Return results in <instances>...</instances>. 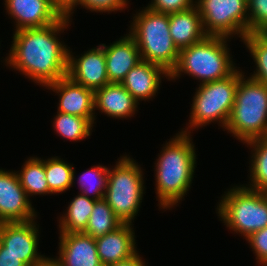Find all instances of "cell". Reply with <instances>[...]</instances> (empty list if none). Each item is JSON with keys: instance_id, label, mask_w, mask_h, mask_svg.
Instances as JSON below:
<instances>
[{"instance_id": "cell-31", "label": "cell", "mask_w": 267, "mask_h": 266, "mask_svg": "<svg viewBox=\"0 0 267 266\" xmlns=\"http://www.w3.org/2000/svg\"><path fill=\"white\" fill-rule=\"evenodd\" d=\"M245 240L249 243V248H252L257 264L267 266V227L253 232Z\"/></svg>"}, {"instance_id": "cell-13", "label": "cell", "mask_w": 267, "mask_h": 266, "mask_svg": "<svg viewBox=\"0 0 267 266\" xmlns=\"http://www.w3.org/2000/svg\"><path fill=\"white\" fill-rule=\"evenodd\" d=\"M44 89L52 90L59 96L57 112L86 117L96 124L94 111V91L72 81L68 76L47 85Z\"/></svg>"}, {"instance_id": "cell-25", "label": "cell", "mask_w": 267, "mask_h": 266, "mask_svg": "<svg viewBox=\"0 0 267 266\" xmlns=\"http://www.w3.org/2000/svg\"><path fill=\"white\" fill-rule=\"evenodd\" d=\"M109 167L101 164L93 165L90 169H86L78 178L76 177L75 167L73 170V183L78 181L79 194L85 195L95 200L104 199L107 189ZM78 179V180H77Z\"/></svg>"}, {"instance_id": "cell-16", "label": "cell", "mask_w": 267, "mask_h": 266, "mask_svg": "<svg viewBox=\"0 0 267 266\" xmlns=\"http://www.w3.org/2000/svg\"><path fill=\"white\" fill-rule=\"evenodd\" d=\"M170 78L163 67L140 60L125 76L121 82L123 87L139 103L155 99L156 94L160 91L162 79Z\"/></svg>"}, {"instance_id": "cell-20", "label": "cell", "mask_w": 267, "mask_h": 266, "mask_svg": "<svg viewBox=\"0 0 267 266\" xmlns=\"http://www.w3.org/2000/svg\"><path fill=\"white\" fill-rule=\"evenodd\" d=\"M169 30L179 50L198 43L207 36L196 5L185 11L170 13Z\"/></svg>"}, {"instance_id": "cell-30", "label": "cell", "mask_w": 267, "mask_h": 266, "mask_svg": "<svg viewBox=\"0 0 267 266\" xmlns=\"http://www.w3.org/2000/svg\"><path fill=\"white\" fill-rule=\"evenodd\" d=\"M129 0H77V3L75 5L76 7H83L88 12H96V13H107L111 14L112 12H121L125 11L126 8H129L130 6Z\"/></svg>"}, {"instance_id": "cell-10", "label": "cell", "mask_w": 267, "mask_h": 266, "mask_svg": "<svg viewBox=\"0 0 267 266\" xmlns=\"http://www.w3.org/2000/svg\"><path fill=\"white\" fill-rule=\"evenodd\" d=\"M36 220L0 223V243L26 266L41 265L49 258L38 252L40 230Z\"/></svg>"}, {"instance_id": "cell-33", "label": "cell", "mask_w": 267, "mask_h": 266, "mask_svg": "<svg viewBox=\"0 0 267 266\" xmlns=\"http://www.w3.org/2000/svg\"><path fill=\"white\" fill-rule=\"evenodd\" d=\"M51 4L58 10V12L67 17L69 20H73L72 16L75 11V5L77 0H50Z\"/></svg>"}, {"instance_id": "cell-21", "label": "cell", "mask_w": 267, "mask_h": 266, "mask_svg": "<svg viewBox=\"0 0 267 266\" xmlns=\"http://www.w3.org/2000/svg\"><path fill=\"white\" fill-rule=\"evenodd\" d=\"M96 201L79 193L71 199L65 212L57 218L59 233L84 232Z\"/></svg>"}, {"instance_id": "cell-6", "label": "cell", "mask_w": 267, "mask_h": 266, "mask_svg": "<svg viewBox=\"0 0 267 266\" xmlns=\"http://www.w3.org/2000/svg\"><path fill=\"white\" fill-rule=\"evenodd\" d=\"M217 202L216 214L227 229L243 239L267 227V192L244 184L226 189Z\"/></svg>"}, {"instance_id": "cell-1", "label": "cell", "mask_w": 267, "mask_h": 266, "mask_svg": "<svg viewBox=\"0 0 267 266\" xmlns=\"http://www.w3.org/2000/svg\"><path fill=\"white\" fill-rule=\"evenodd\" d=\"M71 22L62 16L46 27L13 32L3 64L44 88L66 77L69 47L60 40V34L71 26Z\"/></svg>"}, {"instance_id": "cell-19", "label": "cell", "mask_w": 267, "mask_h": 266, "mask_svg": "<svg viewBox=\"0 0 267 266\" xmlns=\"http://www.w3.org/2000/svg\"><path fill=\"white\" fill-rule=\"evenodd\" d=\"M138 105L140 103L119 83H109L94 91V111L110 118L124 120L134 117Z\"/></svg>"}, {"instance_id": "cell-24", "label": "cell", "mask_w": 267, "mask_h": 266, "mask_svg": "<svg viewBox=\"0 0 267 266\" xmlns=\"http://www.w3.org/2000/svg\"><path fill=\"white\" fill-rule=\"evenodd\" d=\"M53 117V130L57 136L71 141H82L92 135L94 124L86 117L61 112ZM93 129V130H92Z\"/></svg>"}, {"instance_id": "cell-35", "label": "cell", "mask_w": 267, "mask_h": 266, "mask_svg": "<svg viewBox=\"0 0 267 266\" xmlns=\"http://www.w3.org/2000/svg\"><path fill=\"white\" fill-rule=\"evenodd\" d=\"M108 266H147L145 259L140 255L139 251L133 255L130 259L121 261Z\"/></svg>"}, {"instance_id": "cell-5", "label": "cell", "mask_w": 267, "mask_h": 266, "mask_svg": "<svg viewBox=\"0 0 267 266\" xmlns=\"http://www.w3.org/2000/svg\"><path fill=\"white\" fill-rule=\"evenodd\" d=\"M143 8L133 14L127 33L137 44L141 60L161 66L171 73L180 50L170 36L169 14Z\"/></svg>"}, {"instance_id": "cell-23", "label": "cell", "mask_w": 267, "mask_h": 266, "mask_svg": "<svg viewBox=\"0 0 267 266\" xmlns=\"http://www.w3.org/2000/svg\"><path fill=\"white\" fill-rule=\"evenodd\" d=\"M251 151L249 160V182L245 186L267 192V137L257 138L244 143Z\"/></svg>"}, {"instance_id": "cell-14", "label": "cell", "mask_w": 267, "mask_h": 266, "mask_svg": "<svg viewBox=\"0 0 267 266\" xmlns=\"http://www.w3.org/2000/svg\"><path fill=\"white\" fill-rule=\"evenodd\" d=\"M4 2L6 14L14 21V32L46 27L62 17L50 0H4Z\"/></svg>"}, {"instance_id": "cell-12", "label": "cell", "mask_w": 267, "mask_h": 266, "mask_svg": "<svg viewBox=\"0 0 267 266\" xmlns=\"http://www.w3.org/2000/svg\"><path fill=\"white\" fill-rule=\"evenodd\" d=\"M74 54L69 47L67 76L72 81L93 91L109 84L102 43L84 51L81 56Z\"/></svg>"}, {"instance_id": "cell-22", "label": "cell", "mask_w": 267, "mask_h": 266, "mask_svg": "<svg viewBox=\"0 0 267 266\" xmlns=\"http://www.w3.org/2000/svg\"><path fill=\"white\" fill-rule=\"evenodd\" d=\"M22 169L16 171L20 184L25 190L28 198L34 196H46L53 193L49 190V185L45 173V159L37 156L27 157L21 166Z\"/></svg>"}, {"instance_id": "cell-8", "label": "cell", "mask_w": 267, "mask_h": 266, "mask_svg": "<svg viewBox=\"0 0 267 266\" xmlns=\"http://www.w3.org/2000/svg\"><path fill=\"white\" fill-rule=\"evenodd\" d=\"M197 86L188 123L180 132L191 134L194 130L215 122L224 131L235 102L238 68L226 78Z\"/></svg>"}, {"instance_id": "cell-4", "label": "cell", "mask_w": 267, "mask_h": 266, "mask_svg": "<svg viewBox=\"0 0 267 266\" xmlns=\"http://www.w3.org/2000/svg\"><path fill=\"white\" fill-rule=\"evenodd\" d=\"M224 131L243 144L267 137V85L246 76L240 67L235 102Z\"/></svg>"}, {"instance_id": "cell-15", "label": "cell", "mask_w": 267, "mask_h": 266, "mask_svg": "<svg viewBox=\"0 0 267 266\" xmlns=\"http://www.w3.org/2000/svg\"><path fill=\"white\" fill-rule=\"evenodd\" d=\"M58 238V256L51 257L58 266H103L92 236L83 232L59 233Z\"/></svg>"}, {"instance_id": "cell-18", "label": "cell", "mask_w": 267, "mask_h": 266, "mask_svg": "<svg viewBox=\"0 0 267 266\" xmlns=\"http://www.w3.org/2000/svg\"><path fill=\"white\" fill-rule=\"evenodd\" d=\"M102 45L109 83L121 84L127 73L141 60L137 44L129 34H124L113 43Z\"/></svg>"}, {"instance_id": "cell-27", "label": "cell", "mask_w": 267, "mask_h": 266, "mask_svg": "<svg viewBox=\"0 0 267 266\" xmlns=\"http://www.w3.org/2000/svg\"><path fill=\"white\" fill-rule=\"evenodd\" d=\"M73 164L61 159L59 156H52L45 159V173L49 190L55 194L70 191L73 183Z\"/></svg>"}, {"instance_id": "cell-11", "label": "cell", "mask_w": 267, "mask_h": 266, "mask_svg": "<svg viewBox=\"0 0 267 266\" xmlns=\"http://www.w3.org/2000/svg\"><path fill=\"white\" fill-rule=\"evenodd\" d=\"M15 170L0 168V223L26 222L38 217Z\"/></svg>"}, {"instance_id": "cell-29", "label": "cell", "mask_w": 267, "mask_h": 266, "mask_svg": "<svg viewBox=\"0 0 267 266\" xmlns=\"http://www.w3.org/2000/svg\"><path fill=\"white\" fill-rule=\"evenodd\" d=\"M247 35L267 24V0H247Z\"/></svg>"}, {"instance_id": "cell-17", "label": "cell", "mask_w": 267, "mask_h": 266, "mask_svg": "<svg viewBox=\"0 0 267 266\" xmlns=\"http://www.w3.org/2000/svg\"><path fill=\"white\" fill-rule=\"evenodd\" d=\"M133 225L123 223L115 231L95 239L97 253L103 266L130 259L138 252Z\"/></svg>"}, {"instance_id": "cell-2", "label": "cell", "mask_w": 267, "mask_h": 266, "mask_svg": "<svg viewBox=\"0 0 267 266\" xmlns=\"http://www.w3.org/2000/svg\"><path fill=\"white\" fill-rule=\"evenodd\" d=\"M162 145L155 161V193L158 208L172 210L191 189L197 154L191 134L178 131Z\"/></svg>"}, {"instance_id": "cell-37", "label": "cell", "mask_w": 267, "mask_h": 266, "mask_svg": "<svg viewBox=\"0 0 267 266\" xmlns=\"http://www.w3.org/2000/svg\"><path fill=\"white\" fill-rule=\"evenodd\" d=\"M38 266H58L52 259L49 257L43 264Z\"/></svg>"}, {"instance_id": "cell-9", "label": "cell", "mask_w": 267, "mask_h": 266, "mask_svg": "<svg viewBox=\"0 0 267 266\" xmlns=\"http://www.w3.org/2000/svg\"><path fill=\"white\" fill-rule=\"evenodd\" d=\"M204 32L210 36L241 38L247 35V0H195Z\"/></svg>"}, {"instance_id": "cell-32", "label": "cell", "mask_w": 267, "mask_h": 266, "mask_svg": "<svg viewBox=\"0 0 267 266\" xmlns=\"http://www.w3.org/2000/svg\"><path fill=\"white\" fill-rule=\"evenodd\" d=\"M147 8L165 14L181 12L195 6V0H151Z\"/></svg>"}, {"instance_id": "cell-26", "label": "cell", "mask_w": 267, "mask_h": 266, "mask_svg": "<svg viewBox=\"0 0 267 266\" xmlns=\"http://www.w3.org/2000/svg\"><path fill=\"white\" fill-rule=\"evenodd\" d=\"M122 224L123 222L115 215L107 202L101 199L94 203L88 225L83 233L97 239L115 231Z\"/></svg>"}, {"instance_id": "cell-28", "label": "cell", "mask_w": 267, "mask_h": 266, "mask_svg": "<svg viewBox=\"0 0 267 266\" xmlns=\"http://www.w3.org/2000/svg\"><path fill=\"white\" fill-rule=\"evenodd\" d=\"M241 42L250 53L255 64V70L249 73V77L267 85V45L264 44L255 34L246 35Z\"/></svg>"}, {"instance_id": "cell-36", "label": "cell", "mask_w": 267, "mask_h": 266, "mask_svg": "<svg viewBox=\"0 0 267 266\" xmlns=\"http://www.w3.org/2000/svg\"><path fill=\"white\" fill-rule=\"evenodd\" d=\"M264 44L267 45V24L254 33Z\"/></svg>"}, {"instance_id": "cell-3", "label": "cell", "mask_w": 267, "mask_h": 266, "mask_svg": "<svg viewBox=\"0 0 267 266\" xmlns=\"http://www.w3.org/2000/svg\"><path fill=\"white\" fill-rule=\"evenodd\" d=\"M231 39L207 35L202 41L181 49L169 81L187 75L204 84L230 76L238 68L228 47Z\"/></svg>"}, {"instance_id": "cell-7", "label": "cell", "mask_w": 267, "mask_h": 266, "mask_svg": "<svg viewBox=\"0 0 267 266\" xmlns=\"http://www.w3.org/2000/svg\"><path fill=\"white\" fill-rule=\"evenodd\" d=\"M110 166L104 200L123 223L133 224L145 192V176L140 164L125 154Z\"/></svg>"}, {"instance_id": "cell-34", "label": "cell", "mask_w": 267, "mask_h": 266, "mask_svg": "<svg viewBox=\"0 0 267 266\" xmlns=\"http://www.w3.org/2000/svg\"><path fill=\"white\" fill-rule=\"evenodd\" d=\"M0 266H26L18 256L6 252V247L0 243Z\"/></svg>"}]
</instances>
